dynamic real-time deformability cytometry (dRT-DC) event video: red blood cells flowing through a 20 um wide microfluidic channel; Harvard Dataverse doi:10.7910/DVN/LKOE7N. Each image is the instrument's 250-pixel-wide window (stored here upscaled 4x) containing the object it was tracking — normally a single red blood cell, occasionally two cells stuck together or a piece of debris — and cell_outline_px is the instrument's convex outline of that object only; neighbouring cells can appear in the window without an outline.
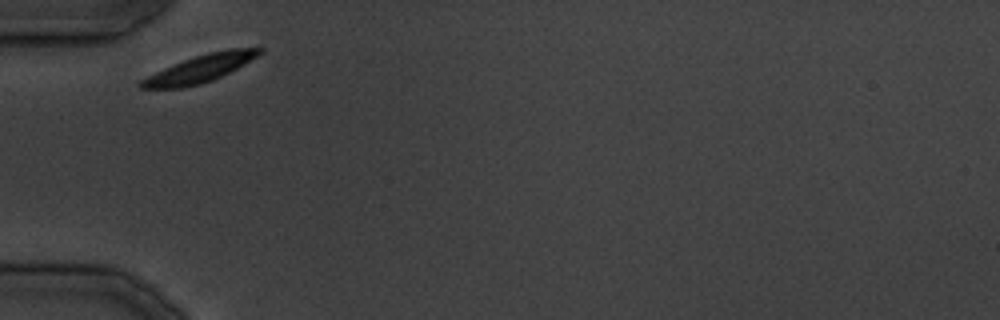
{"species": "common noctule bat (a hibernating species)", "species_latin": "Nyctalus noctula", "temperature_condition": "cold", "stored_images_in_passage": 20, "camera_frame_rate_fps": 3000, "um_per_image_px": 0.085, "animal": {"sex": "male", "body_mass_g": 19.5, "forearm_length_mm": 54.6}, "frame": {"image": 1, "passage_image": 1, "time_ms": 0.0, "image_size_px": [1000, 320], "cell_outline_px": [[264, 48], [256, 56], [244, 64], [212, 80], [200, 84], [184, 88], [140, 88], [136, 84], [140, 80], [164, 68], [184, 60], [208, 52], [228, 48]], "centroid_in_image_um": [16.95, 5.84], "position_along_channel_um": 68.1, "area_um2": 18.5}}
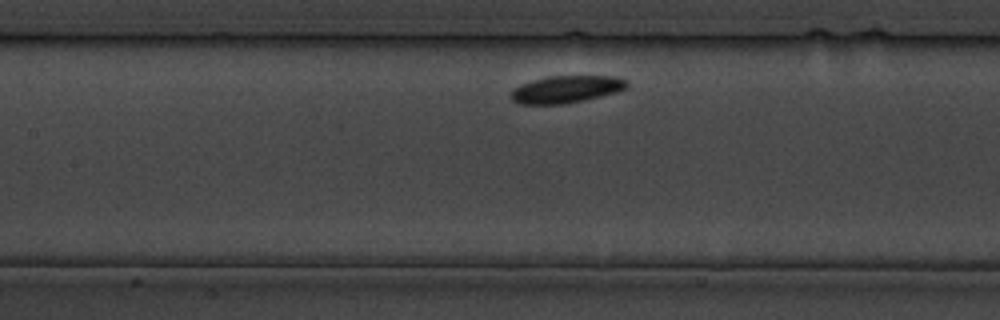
{"frame": {"image": 2, "passage_image": 7, "time_ms": 7.0, "image_size_px": [1000, 320], "cell_outline_px": [[628, 88], [616, 92], [584, 100], [564, 104], [520, 104], [512, 100], [508, 96], [512, 88], [520, 84], [548, 76], [616, 76], [628, 80]], "centroid_in_image_um": [48.11, 7.59], "position_along_channel_um": 159.3, "area_um2": 18.61}}
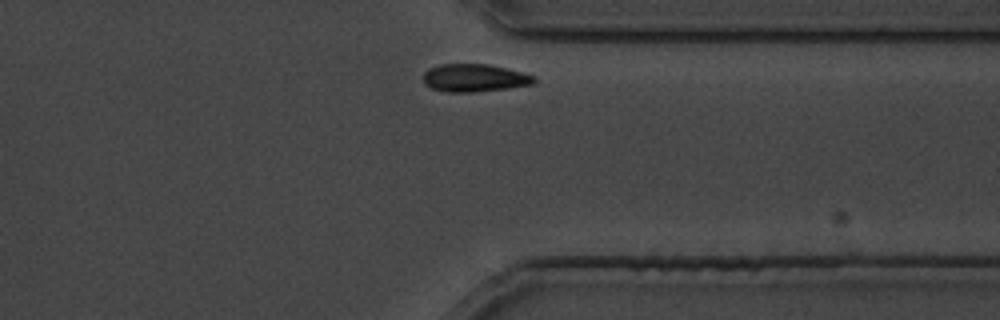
{"frame": {"image": 3, "passage_image": 20, "time_ms": 22.667, "image_size_px": [1000, 320], "cell_outline_px": [[536, 80], [532, 84], [508, 88], [472, 92], [448, 92], [432, 88], [424, 84], [424, 72], [428, 68], [440, 64], [488, 64], [508, 68], [524, 72], [536, 76]], "centroid_in_image_um": [40.34, 6.61], "position_along_channel_um": 371.1, "area_um2": 18.03}}